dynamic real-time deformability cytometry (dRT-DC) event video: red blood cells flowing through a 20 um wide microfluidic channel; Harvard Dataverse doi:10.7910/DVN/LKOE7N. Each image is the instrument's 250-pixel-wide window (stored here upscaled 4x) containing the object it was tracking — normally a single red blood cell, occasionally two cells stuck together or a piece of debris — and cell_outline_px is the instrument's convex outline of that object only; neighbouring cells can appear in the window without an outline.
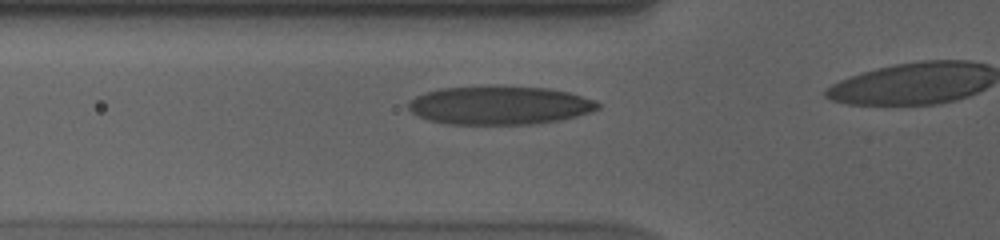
{"species": "human", "species_latin": "Homo sapiens", "temperature_condition": "cold", "stored_images_in_passage": 39, "camera_frame_rate_fps": 3000, "um_per_image_px": 0.085, "donor": {"sex": "male"}, "frame": {"image": 1, "passage_image": 13, "time_ms": 4.0, "image_size_px": [1000, 240], "cell_outline_px": [[600, 108], [592, 112], [560, 120], [536, 124], [448, 124], [428, 120], [416, 116], [404, 104], [408, 100], [424, 92], [440, 88], [548, 88], [568, 92], [596, 100], [600, 104]], "centroid_in_image_um": [42.44, 8.98], "position_along_channel_um": 83.4, "area_um2": 42.08}}
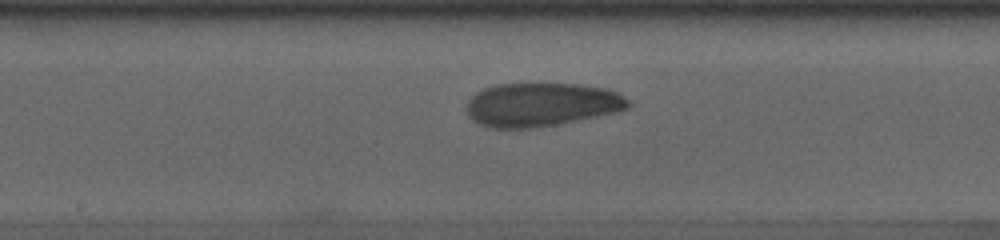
{"frame": {"image": 2, "passage_image": 23, "time_ms": 7.333, "image_size_px": [1000, 240], "cell_outline_px": [[632, 104], [628, 108], [616, 112], [536, 128], [488, 128], [476, 124], [468, 116], [468, 100], [476, 92], [484, 88], [496, 84], [528, 80], [540, 80], [580, 84], [608, 88], [624, 96]], "centroid_in_image_um": [45.99, 8.83], "position_along_channel_um": 202.2, "area_um2": 42.6}}
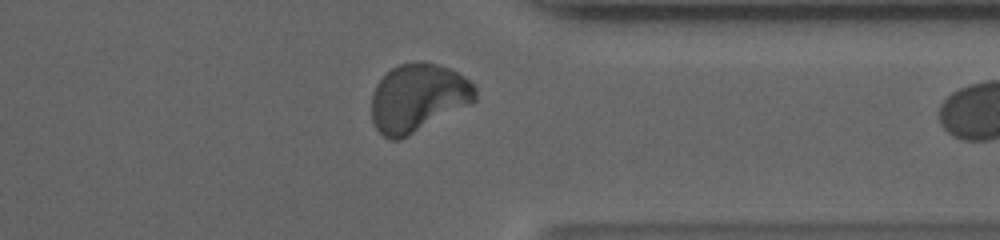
{"frame": {"image": 3, "passage_image": 38, "time_ms": 12.333, "image_size_px": [1000, 240], "cell_outline_px": [[476, 100], [472, 104], [400, 140], [388, 140], [376, 128], [372, 120], [372, 92], [376, 84], [392, 68], [400, 64], [420, 60], [424, 60], [448, 68], [464, 76], [476, 88]], "centroid_in_image_um": [35.53, 8.32], "position_along_channel_um": 375.9, "area_um2": 41.38}}